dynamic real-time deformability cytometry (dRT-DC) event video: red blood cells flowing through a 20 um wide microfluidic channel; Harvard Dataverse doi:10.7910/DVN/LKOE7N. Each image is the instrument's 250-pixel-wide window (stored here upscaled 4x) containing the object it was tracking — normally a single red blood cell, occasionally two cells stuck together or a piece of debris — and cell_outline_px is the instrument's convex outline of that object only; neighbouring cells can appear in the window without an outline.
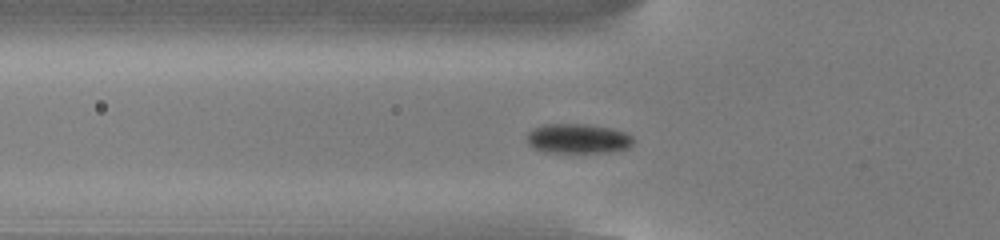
{"species": "common noctule bat (a hibernating species)", "species_latin": "Nyctalus noctula", "temperature_condition": "cold", "stored_images_in_passage": 50, "camera_frame_rate_fps": 3000, "um_per_image_px": 0.085, "animal": {"sex": "male", "body_mass_g": 13.0, "forearm_length_mm": 53.1}, "frame": {"image": 1, "passage_image": 14, "time_ms": 4.333, "image_size_px": [1000, 240], "cell_outline_px": [[632, 144], [628, 148], [608, 152], [544, 152], [532, 148], [528, 144], [528, 132], [536, 128], [548, 124], [588, 124], [612, 128], [624, 132], [632, 136]], "centroid_in_image_um": [49.13, 11.78], "position_along_channel_um": 76.7, "area_um2": 18.26}}
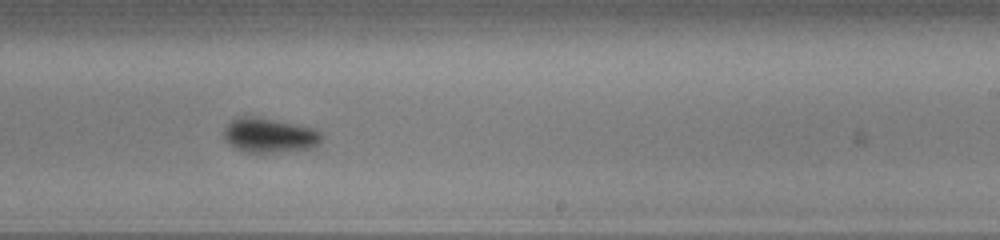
{"frame": {"image": 2, "passage_image": 29, "time_ms": 9.333, "image_size_px": [1000, 240], "cell_outline_px": [[324, 136], [312, 148], [272, 152], [244, 152], [228, 144], [224, 136], [224, 128], [236, 116], [256, 116], [312, 128], [320, 132]], "centroid_in_image_um": [22.85, 11.49], "position_along_channel_um": 266.1, "area_um2": 19.48}}
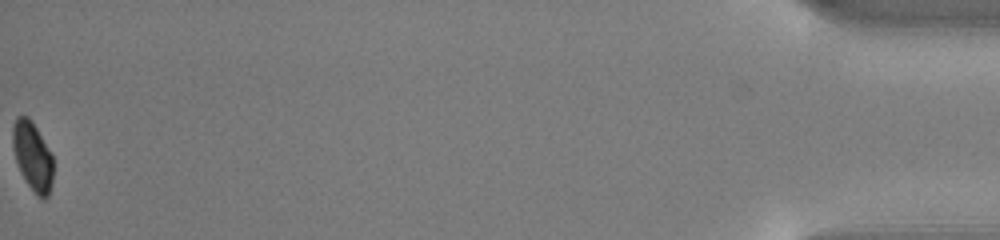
{"frame": {"image": 3, "passage_image": 50, "time_ms": 16.333, "image_size_px": [1000, 240], "cell_outline_px": [[52, 184], [48, 196], [44, 200], [36, 196], [24, 180], [20, 172], [12, 148], [12, 124], [16, 116], [28, 116], [32, 120], [52, 156]], "centroid_in_image_um": [2.74, 13.29], "position_along_channel_um": 432.5, "area_um2": 16.42}, "authors_computed_cell_mechanics": {"area_um2": 18.207, "velocity_mm_per_s": 3.7905, "shape_relaxation_time_tau1_ms": 1.8316, "shape_relaxation_time_tau2_ms": null, "deformation_change_tau1": 0.0665, "deformation_change_tau2": null}}